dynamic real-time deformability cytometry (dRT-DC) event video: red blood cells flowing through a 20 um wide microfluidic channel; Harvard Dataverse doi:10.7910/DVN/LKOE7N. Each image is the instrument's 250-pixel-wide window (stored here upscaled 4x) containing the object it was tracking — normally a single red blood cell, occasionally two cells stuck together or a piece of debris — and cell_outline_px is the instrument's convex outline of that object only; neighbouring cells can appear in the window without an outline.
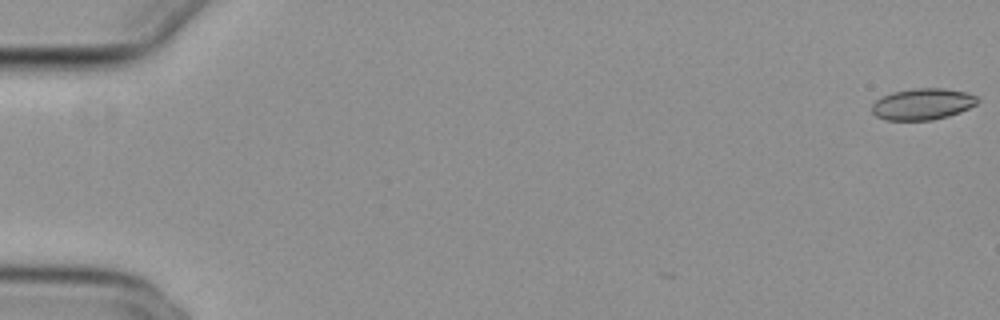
{"species": "common noctule bat (a hibernating species)", "species_latin": "Nyctalus noctula", "temperature_condition": "cold", "stored_images_in_passage": 2, "camera_frame_rate_fps": 3000, "um_per_image_px": 0.085, "animal": {"sex": "female", "body_mass_g": 29.2, "forearm_length_mm": 56.3}, "frame": {"image": 1, "passage_image": 2, "time_ms": 0.333, "image_size_px": [1000, 320], "cell_outline_px": [[980, 100], [976, 104], [960, 112], [948, 116], [932, 120], [888, 120], [876, 116], [872, 112], [872, 104], [880, 96], [892, 92], [916, 88], [944, 88], [968, 92], [976, 96]], "centroid_in_image_um": [78.42, 8.84], "position_along_channel_um": 6.6, "area_um2": 19.42}}